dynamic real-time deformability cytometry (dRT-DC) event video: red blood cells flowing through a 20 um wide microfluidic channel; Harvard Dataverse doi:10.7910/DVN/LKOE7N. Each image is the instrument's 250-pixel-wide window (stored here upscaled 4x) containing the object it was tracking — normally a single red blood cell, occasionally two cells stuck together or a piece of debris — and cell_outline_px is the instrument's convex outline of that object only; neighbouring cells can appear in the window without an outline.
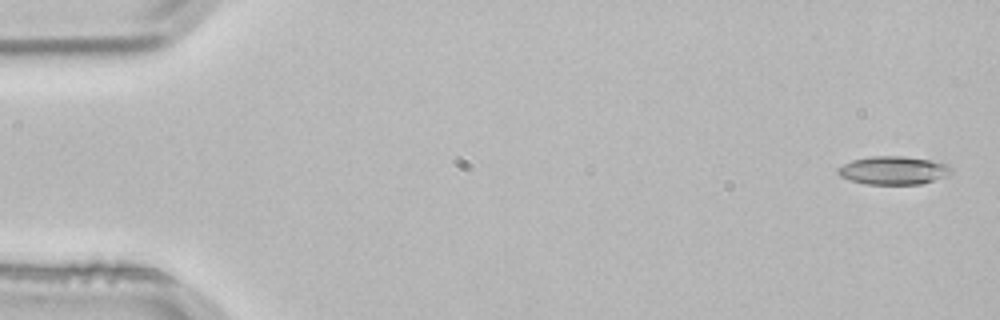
{"species": "common noctule bat (a hibernating species)", "species_latin": "Nyctalus noctula", "temperature_condition": "room temperature", "stored_images_in_passage": 4, "camera_frame_rate_fps": 3000, "um_per_image_px": 0.085, "animal": {"sex": "male", "body_mass_g": 21.5, "forearm_length_mm": 52.0}, "frame": {"image": 1, "passage_image": 1, "time_ms": 0.0, "image_size_px": [1000, 320], "cell_outline_px": [[952, 172], [944, 176], [920, 184], [864, 184], [848, 180], [840, 176], [836, 172], [836, 168], [852, 160], [872, 156], [904, 156], [940, 160], [948, 164], [952, 168]], "centroid_in_image_um": [75.94, 14.46], "position_along_channel_um": 9.1, "area_um2": 18.96}}
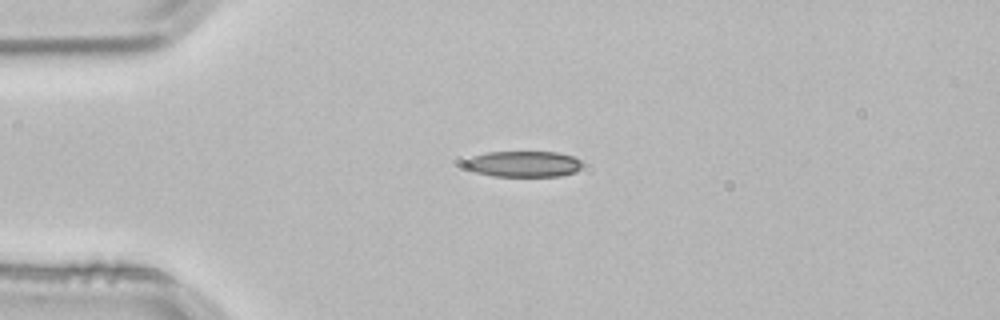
{"frame": {"image": 2, "passage_image": 3, "time_ms": 0.667, "image_size_px": [1000, 320], "cell_outline_px": [[584, 164], [576, 172], [560, 176], [492, 176], [476, 172], [468, 168], [464, 164], [464, 160], [472, 156], [488, 152], [556, 152], [572, 156], [580, 160]], "centroid_in_image_um": [44.51, 13.94], "position_along_channel_um": 40.5, "area_um2": 17.8}}
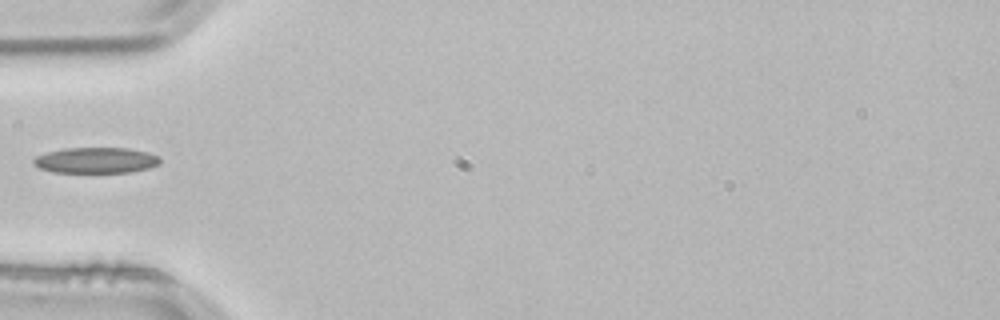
{"frame": {"image": 3, "passage_image": 4, "time_ms": 1.0, "image_size_px": [1000, 320], "cell_outline_px": [[160, 164], [148, 168], [128, 172], [52, 172], [40, 168], [32, 164], [32, 160], [36, 156], [48, 152], [68, 148], [128, 148], [148, 152], [160, 156]], "centroid_in_image_um": [8.16, 13.62], "position_along_channel_um": 76.8, "area_um2": 18.96}}